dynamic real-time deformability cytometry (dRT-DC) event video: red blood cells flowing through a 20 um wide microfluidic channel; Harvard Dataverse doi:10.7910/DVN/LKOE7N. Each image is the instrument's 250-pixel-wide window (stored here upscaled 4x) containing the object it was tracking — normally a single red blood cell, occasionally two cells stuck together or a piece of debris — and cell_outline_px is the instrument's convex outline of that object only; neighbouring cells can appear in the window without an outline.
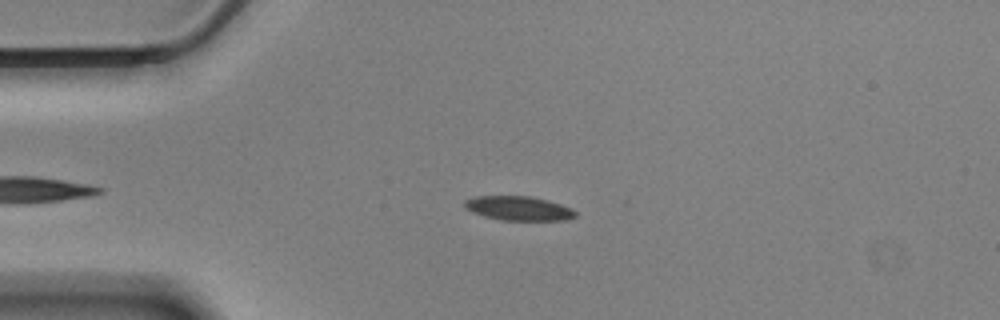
{"species": "Egyptian fruit bat (a non-hibernating species)", "species_latin": "Rousettus aegyptiacus", "temperature_condition": "cold", "stored_images_in_passage": 48, "camera_frame_rate_fps": 3000, "um_per_image_px": 0.085, "animal": {"sex": "male"}, "frame": {"image": 1, "passage_image": 9, "time_ms": 2.667, "image_size_px": [1000, 320], "cell_outline_px": [[576, 216], [568, 220], [500, 220], [484, 216], [472, 212], [464, 208], [464, 200], [472, 196], [532, 196], [548, 200], [572, 208], [576, 212]], "centroid_in_image_um": [44.06, 17.7], "position_along_channel_um": 40.9, "area_um2": 15.84}}
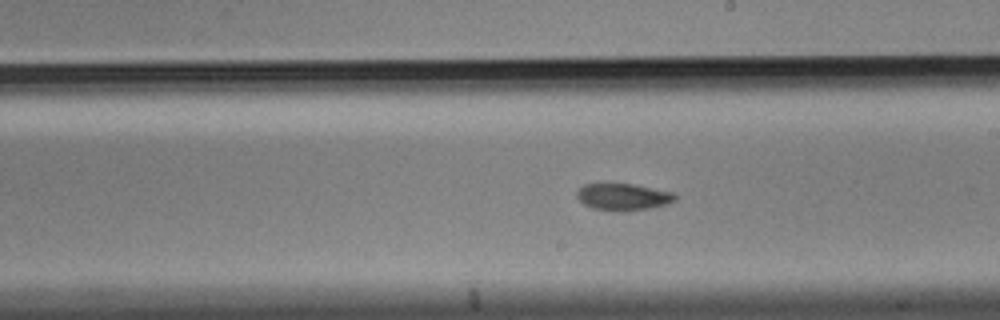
{"frame": {"image": 2, "passage_image": 28, "time_ms": 9.0, "image_size_px": [1000, 320], "cell_outline_px": [[676, 200], [668, 204], [648, 208], [624, 212], [620, 212], [592, 208], [584, 204], [576, 196], [576, 192], [584, 184], [632, 184], [676, 192]], "centroid_in_image_um": [53.0, 16.74], "position_along_channel_um": 236.0, "area_um2": 15.49}}
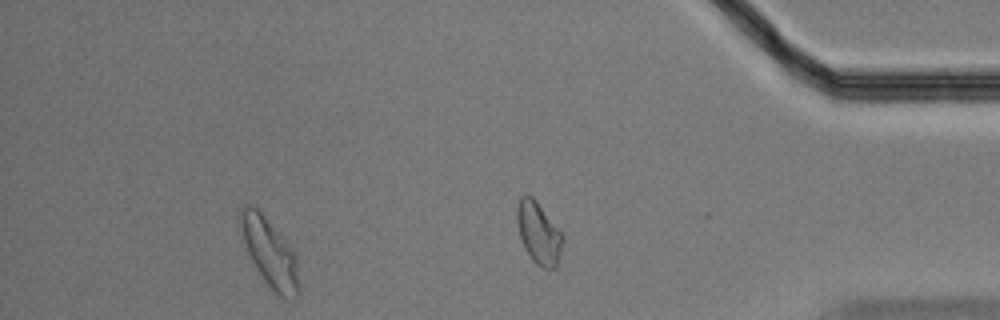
{"frame": {"image": 3, "passage_image": 43, "time_ms": 14.0, "image_size_px": [1000, 320], "cell_outline_px": [[300, 292], [292, 300], [284, 300], [264, 280], [256, 268], [248, 252], [244, 240], [240, 224], [240, 212], [244, 204], [248, 204], [256, 208], [264, 216], [292, 248], [296, 256]], "centroid_in_image_um": [22.96, 21.52], "position_along_channel_um": 412.2, "area_um2": 22.83}, "authors_computed_cell_mechanics": {"area_um2": 15.895, "velocity_mm_per_s": 3.4583, "shape_relaxation_time_tau1_ms": null, "shape_relaxation_time_tau2_ms": 4.9958, "deformation_change_tau1": null, "deformation_change_tau2": 0.0816}}